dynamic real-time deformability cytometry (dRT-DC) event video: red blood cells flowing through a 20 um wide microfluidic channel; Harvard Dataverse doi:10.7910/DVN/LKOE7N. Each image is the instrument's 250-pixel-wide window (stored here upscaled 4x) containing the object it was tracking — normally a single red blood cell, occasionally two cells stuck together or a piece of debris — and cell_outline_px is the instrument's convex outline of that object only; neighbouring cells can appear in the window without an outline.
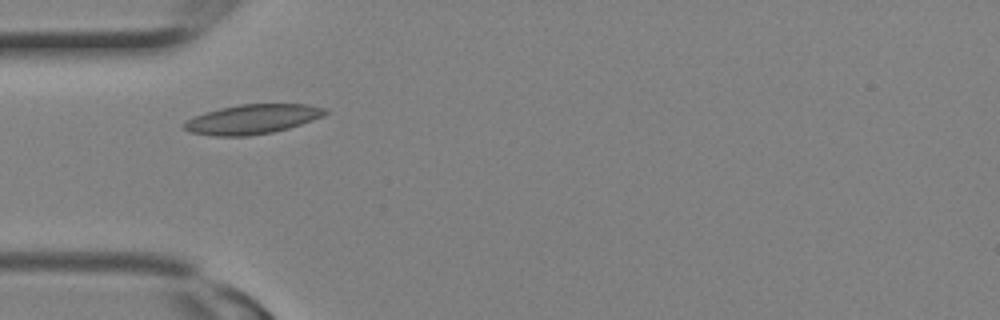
{"species": "Egyptian fruit bat (a non-hibernating species)", "species_latin": "Rousettus aegyptiacus", "temperature_condition": "room temperature", "stored_images_in_passage": 1, "camera_frame_rate_fps": 3000, "um_per_image_px": 0.085, "animal": {"sex": "female"}, "frame": {"image": 1, "passage_image": 1, "time_ms": 0.0, "image_size_px": [1000, 320], "cell_outline_px": [[328, 112], [324, 116], [288, 128], [272, 132], [248, 136], [212, 136], [192, 132], [184, 128], [180, 124], [192, 116], [204, 112], [220, 108], [240, 104], [308, 104], [328, 108]], "centroid_in_image_um": [21.43, 10.12], "position_along_channel_um": 63.6, "area_um2": 24.45}}